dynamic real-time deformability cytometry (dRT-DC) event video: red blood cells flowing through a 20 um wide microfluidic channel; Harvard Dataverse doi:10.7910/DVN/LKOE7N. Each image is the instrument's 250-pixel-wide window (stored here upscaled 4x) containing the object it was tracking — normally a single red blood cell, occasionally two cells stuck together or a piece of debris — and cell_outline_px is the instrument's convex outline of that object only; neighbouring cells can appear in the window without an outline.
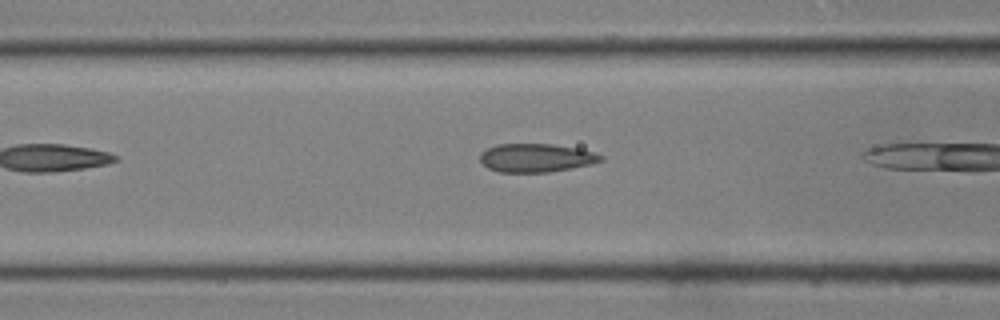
{"species": "common noctule bat (a hibernating species)", "species_latin": "Nyctalus noctula", "temperature_condition": "room temperature", "stored_images_in_passage": 5, "camera_frame_rate_fps": 3000, "um_per_image_px": 0.085, "animal": {"sex": "male", "body_mass_g": 19.0, "forearm_length_mm": 50.8}, "frame": {"image": 1, "passage_image": 4, "time_ms": 1.0, "image_size_px": [1000, 320], "cell_outline_px": [[604, 160], [592, 164], [572, 168], [548, 172], [500, 172], [488, 168], [480, 160], [480, 152], [496, 144], [552, 144], [576, 148], [596, 152], [604, 156]], "centroid_in_image_um": [45.6, 13.41], "position_along_channel_um": 121.0, "area_um2": 20.11}}